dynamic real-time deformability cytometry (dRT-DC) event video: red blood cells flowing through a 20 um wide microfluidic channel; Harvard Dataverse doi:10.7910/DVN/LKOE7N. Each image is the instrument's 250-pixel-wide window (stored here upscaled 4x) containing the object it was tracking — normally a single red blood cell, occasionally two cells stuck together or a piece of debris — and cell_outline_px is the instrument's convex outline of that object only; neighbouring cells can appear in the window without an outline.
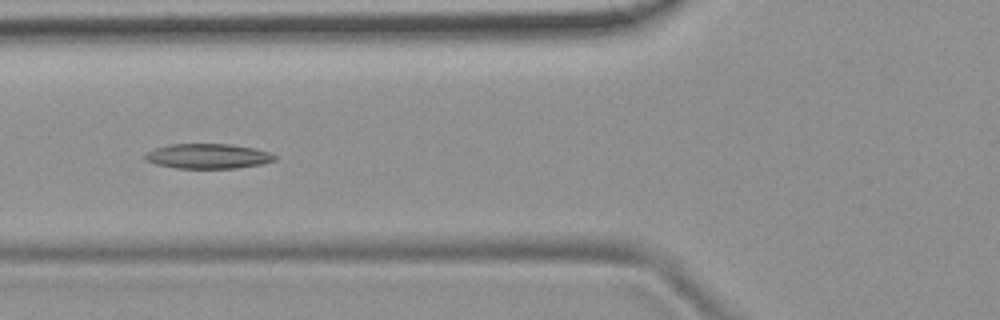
{"species": "common noctule bat (a hibernating species)", "species_latin": "Nyctalus noctula", "temperature_condition": "room temperature", "stored_images_in_passage": 7, "camera_frame_rate_fps": 3000, "um_per_image_px": 0.085, "animal": {"sex": "female", "body_mass_g": 19.9}, "frame": {"image": 1, "passage_image": 6, "time_ms": 5.667, "image_size_px": [1000, 320], "cell_outline_px": [[276, 160], [260, 164], [236, 168], [176, 168], [156, 164], [144, 160], [144, 156], [148, 152], [156, 148], [168, 144], [228, 144], [256, 148], [272, 152], [276, 156]], "centroid_in_image_um": [17.7, 13.27], "position_along_channel_um": 108.1, "area_um2": 18.84}}
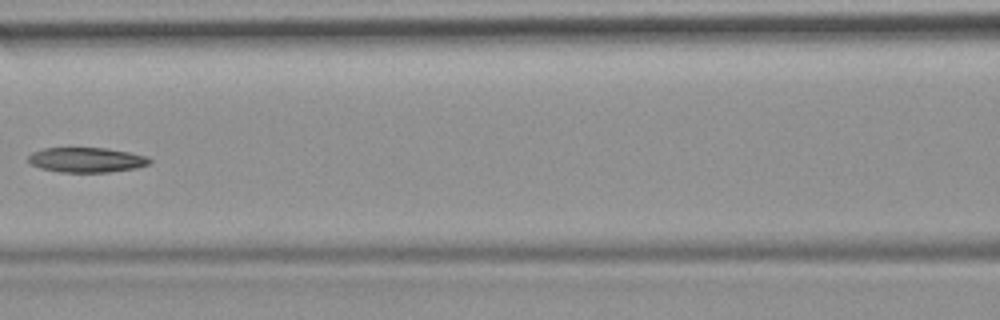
{"frame": {"image": 2, "passage_image": 7, "time_ms": 7.0, "image_size_px": [1000, 320], "cell_outline_px": [[152, 160], [148, 164], [136, 168], [108, 172], [60, 172], [40, 168], [32, 164], [28, 160], [28, 156], [32, 152], [44, 148], [108, 148], [148, 156]], "centroid_in_image_um": [7.36, 13.59], "position_along_channel_um": 159.2, "area_um2": 17.57}}